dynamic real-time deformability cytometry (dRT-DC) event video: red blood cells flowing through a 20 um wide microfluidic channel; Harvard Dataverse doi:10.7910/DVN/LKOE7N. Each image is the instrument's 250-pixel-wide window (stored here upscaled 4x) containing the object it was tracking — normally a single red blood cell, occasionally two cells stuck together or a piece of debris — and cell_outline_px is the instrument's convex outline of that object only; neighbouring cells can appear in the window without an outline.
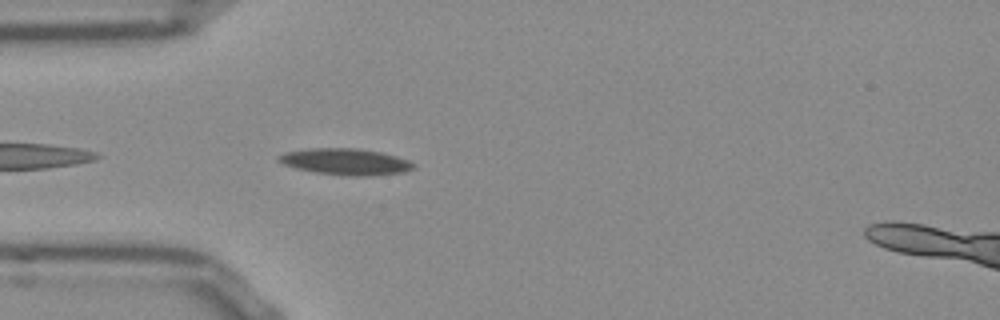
{"species": "Egyptian fruit bat (a non-hibernating species)", "species_latin": "Rousettus aegyptiacus", "temperature_condition": "room temperature", "stored_images_in_passage": 27, "camera_frame_rate_fps": 3000, "um_per_image_px": 0.085, "frame": {"image": 1, "passage_image": 3, "time_ms": 0.667, "image_size_px": [1000, 320], "cell_outline_px": [[416, 168], [404, 172], [368, 176], [348, 176], [316, 172], [296, 168], [284, 164], [276, 160], [276, 156], [284, 152], [308, 148], [356, 148], [380, 152], [396, 156], [408, 160], [416, 164]], "centroid_in_image_um": [29.37, 13.74], "position_along_channel_um": 55.6, "area_um2": 20.87}}
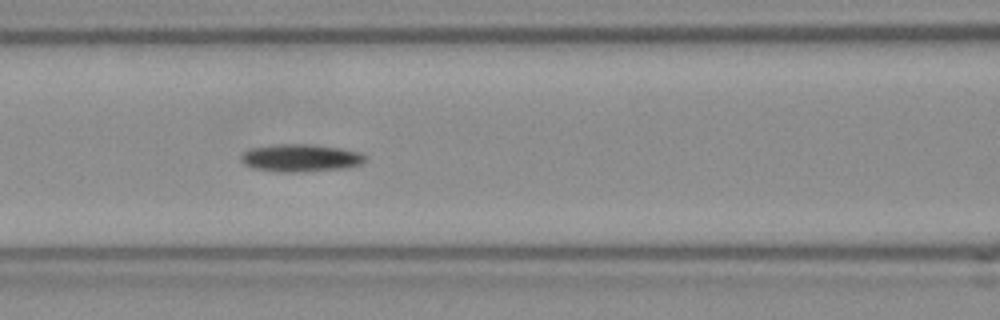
{"frame": {"image": 2, "passage_image": 10, "time_ms": 3.0, "image_size_px": [1000, 320], "cell_outline_px": [[364, 160], [360, 164], [348, 168], [304, 172], [280, 172], [256, 168], [244, 164], [240, 160], [240, 156], [244, 152], [252, 148], [280, 144], [312, 144], [340, 148], [356, 152], [364, 156]], "centroid_in_image_um": [25.53, 13.43], "position_along_channel_um": 141.1, "area_um2": 19.77}}
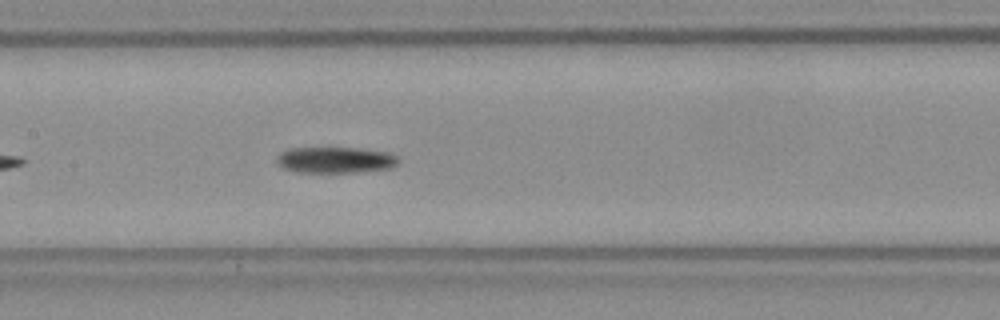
{"frame": {"image": 3, "passage_image": 13, "time_ms": 4.0, "image_size_px": [1000, 320], "cell_outline_px": [[400, 160], [392, 168], [360, 172], [296, 172], [284, 168], [276, 160], [276, 156], [280, 152], [288, 148], [356, 148], [388, 152], [400, 156]], "centroid_in_image_um": [28.54, 13.59], "position_along_channel_um": 178.9, "area_um2": 18.67}}